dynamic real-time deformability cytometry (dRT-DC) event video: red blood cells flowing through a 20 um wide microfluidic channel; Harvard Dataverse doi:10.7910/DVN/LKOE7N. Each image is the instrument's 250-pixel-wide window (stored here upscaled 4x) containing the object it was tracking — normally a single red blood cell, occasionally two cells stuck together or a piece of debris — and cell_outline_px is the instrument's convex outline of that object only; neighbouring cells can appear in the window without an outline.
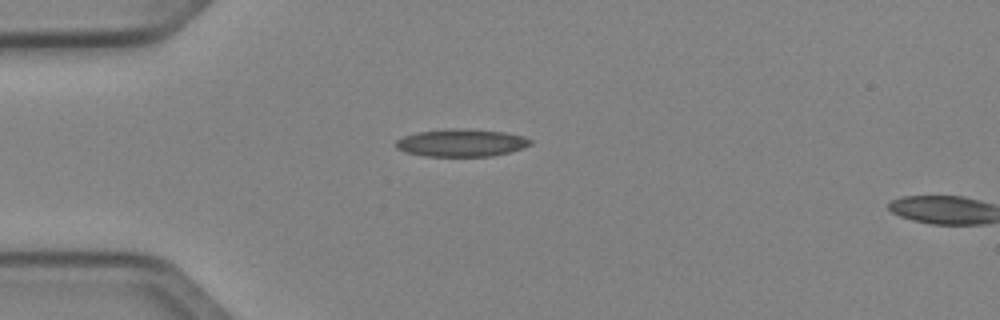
{"species": "Egyptian fruit bat (a non-hibernating species)", "species_latin": "Rousettus aegyptiacus", "temperature_condition": "cold", "stored_images_in_passage": 3, "camera_frame_rate_fps": 3000, "um_per_image_px": 0.085, "animal": {"sex": "female"}, "frame": {"image": 1, "passage_image": 1, "time_ms": 0.0, "image_size_px": [1000, 320], "cell_outline_px": [[532, 144], [508, 152], [492, 156], [424, 156], [404, 152], [396, 148], [396, 140], [404, 136], [416, 132], [444, 128], [468, 128], [504, 132], [520, 136], [532, 140]], "centroid_in_image_um": [39.15, 12.13], "position_along_channel_um": 45.8, "area_um2": 21.68}}